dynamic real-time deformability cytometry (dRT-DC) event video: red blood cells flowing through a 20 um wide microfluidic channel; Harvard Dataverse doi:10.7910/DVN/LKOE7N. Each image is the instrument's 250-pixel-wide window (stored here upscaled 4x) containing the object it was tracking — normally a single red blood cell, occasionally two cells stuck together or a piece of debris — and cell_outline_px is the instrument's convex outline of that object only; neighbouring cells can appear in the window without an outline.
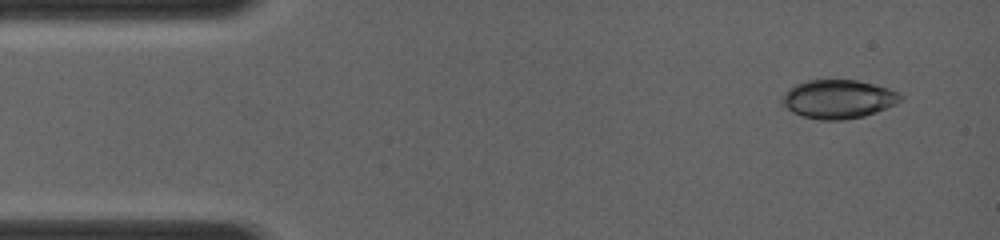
{"species": "common noctule bat (a hibernating species)", "species_latin": "Nyctalus noctula", "temperature_condition": "room temperature", "stored_images_in_passage": 3, "camera_frame_rate_fps": 4000, "um_per_image_px": 0.085, "animal": {"sex": "female", "body_mass_g": 19.0, "forearm_length_mm": 56.7}, "frame": {"image": 1, "passage_image": 1, "time_ms": 0.0, "image_size_px": [1000, 240], "cell_outline_px": [[904, 100], [896, 104], [876, 112], [864, 116], [844, 120], [820, 120], [804, 116], [792, 112], [780, 100], [784, 92], [788, 88], [796, 84], [808, 80], [856, 80], [888, 88], [900, 92], [904, 96]], "centroid_in_image_um": [71.28, 8.42], "position_along_channel_um": 13.7, "area_um2": 26.82}}
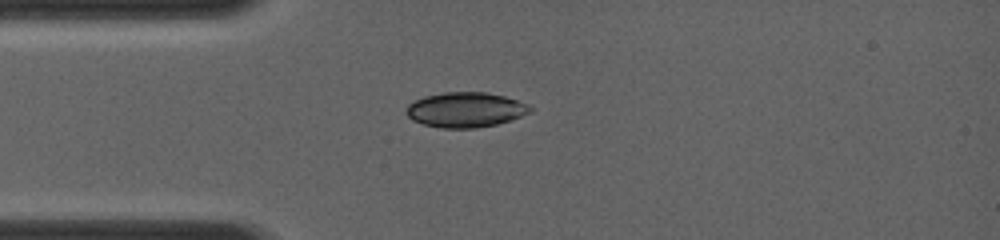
{"frame": {"image": 2, "passage_image": 3, "time_ms": 2.5, "image_size_px": [1000, 240], "cell_outline_px": [[532, 108], [528, 112], [520, 116], [496, 124], [476, 128], [440, 128], [424, 124], [412, 120], [404, 112], [408, 104], [424, 96], [444, 92], [488, 92], [504, 96], [528, 104]], "centroid_in_image_um": [39.52, 9.32], "position_along_channel_um": 45.5, "area_um2": 25.14}}